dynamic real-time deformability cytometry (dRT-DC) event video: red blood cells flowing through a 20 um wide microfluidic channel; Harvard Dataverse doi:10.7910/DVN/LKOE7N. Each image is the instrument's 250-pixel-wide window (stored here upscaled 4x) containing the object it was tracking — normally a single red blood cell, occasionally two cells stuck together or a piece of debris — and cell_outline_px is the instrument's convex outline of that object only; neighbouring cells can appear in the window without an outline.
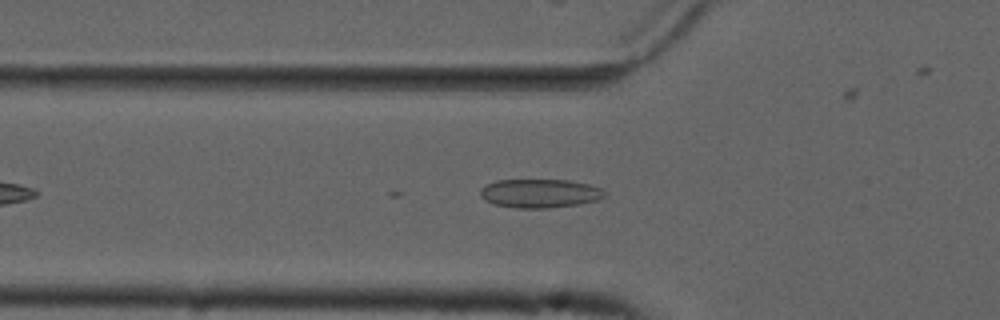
{"species": "common noctule bat (a hibernating species)", "species_latin": "Nyctalus noctula", "temperature_condition": "cold", "stored_images_in_passage": 40, "camera_frame_rate_fps": 3000, "um_per_image_px": 0.085, "animal": {"sex": "male", "forearm_length_mm": 52.5}, "frame": {"image": 1, "passage_image": 7, "time_ms": 2.0, "image_size_px": [1000, 320], "cell_outline_px": [[604, 196], [600, 200], [580, 204], [548, 208], [516, 208], [492, 204], [484, 200], [480, 196], [480, 188], [496, 180], [568, 180], [588, 184], [600, 188], [604, 192]], "centroid_in_image_um": [45.86, 16.44], "position_along_channel_um": 79.9, "area_um2": 20.92}}
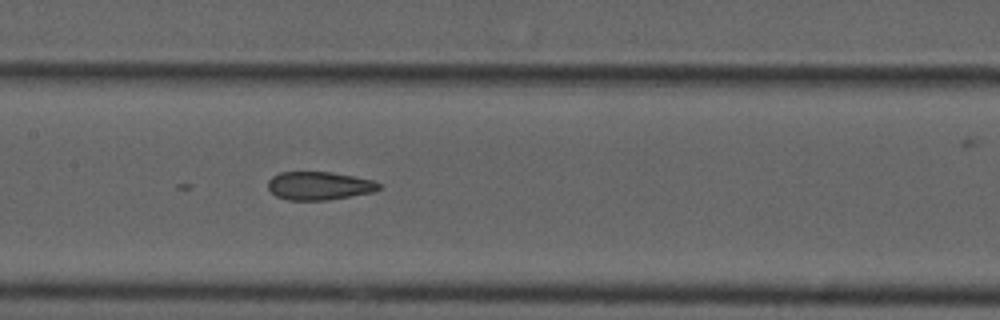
{"frame": {"image": 2, "passage_image": 15, "time_ms": 4.667, "image_size_px": [1000, 320], "cell_outline_px": [[380, 188], [372, 192], [324, 200], [288, 200], [276, 196], [268, 188], [268, 180], [272, 176], [280, 172], [332, 172], [376, 180], [380, 184]], "centroid_in_image_um": [27.12, 15.78], "position_along_channel_um": 180.3, "area_um2": 18.21}}
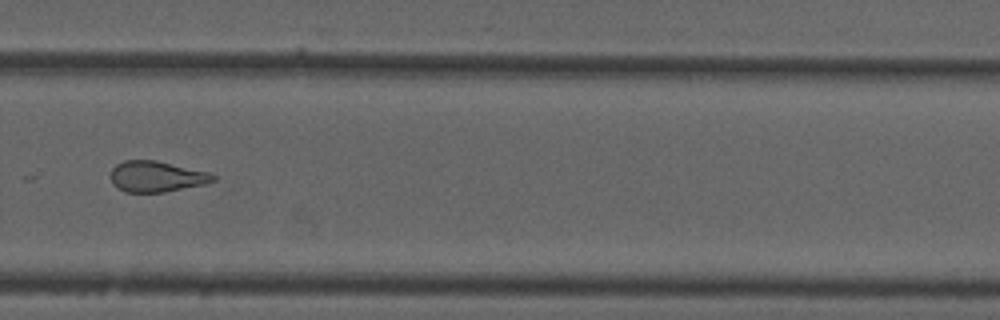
{"frame": {"image": 3, "passage_image": 26, "time_ms": 8.333, "image_size_px": [1000, 320], "cell_outline_px": [[216, 180], [208, 184], [164, 192], [124, 192], [116, 188], [112, 184], [112, 168], [116, 164], [124, 160], [156, 160], [208, 172], [216, 176]], "centroid_in_image_um": [13.32, 15.01], "position_along_channel_um": 316.5, "area_um2": 18.55}}